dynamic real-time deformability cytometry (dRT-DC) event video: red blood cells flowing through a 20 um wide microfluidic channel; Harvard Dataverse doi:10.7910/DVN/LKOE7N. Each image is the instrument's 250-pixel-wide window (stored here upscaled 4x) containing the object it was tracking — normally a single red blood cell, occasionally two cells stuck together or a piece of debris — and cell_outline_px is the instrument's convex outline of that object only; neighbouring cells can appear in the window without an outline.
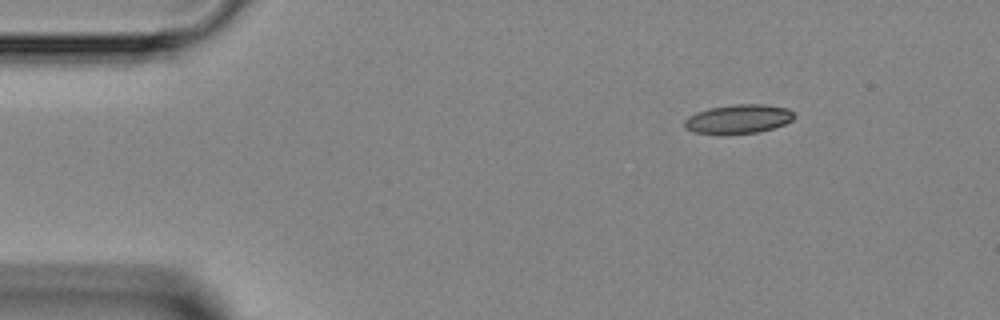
{"species": "Egyptian fruit bat (a non-hibernating species)", "species_latin": "Rousettus aegyptiacus", "temperature_condition": "room temperature", "stored_images_in_passage": 2, "camera_frame_rate_fps": 3000, "um_per_image_px": 0.085, "animal": {"sex": "female"}, "frame": {"image": 1, "passage_image": 1, "time_ms": 0.0, "image_size_px": [1000, 320], "cell_outline_px": [[796, 116], [792, 120], [784, 124], [760, 132], [724, 136], [720, 136], [696, 132], [684, 128], [684, 120], [688, 116], [696, 112], [708, 108], [736, 104], [764, 104], [788, 108]], "centroid_in_image_um": [62.73, 10.14], "position_along_channel_um": 22.3, "area_um2": 19.07}}